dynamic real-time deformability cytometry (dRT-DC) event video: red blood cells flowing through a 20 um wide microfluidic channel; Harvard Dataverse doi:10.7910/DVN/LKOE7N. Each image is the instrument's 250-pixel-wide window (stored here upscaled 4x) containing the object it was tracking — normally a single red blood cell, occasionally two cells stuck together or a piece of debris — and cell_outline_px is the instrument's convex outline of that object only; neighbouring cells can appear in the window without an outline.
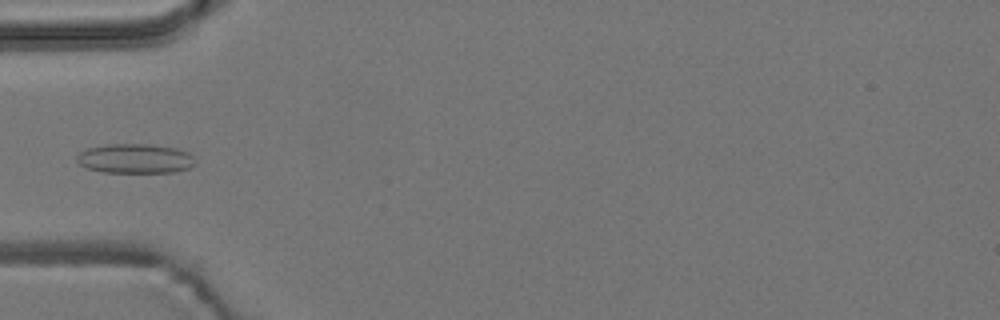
{"species": "common noctule bat (a hibernating species)", "species_latin": "Nyctalus noctula", "temperature_condition": "room temperature", "stored_images_in_passage": 6, "camera_frame_rate_fps": 3000, "um_per_image_px": 0.085, "animal": {"sex": "male", "body_mass_g": 19.2, "forearm_length_mm": 51.8}, "frame": {"image": 1, "passage_image": 6, "time_ms": 6.0, "image_size_px": [1000, 320], "cell_outline_px": [[196, 164], [192, 168], [176, 172], [104, 172], [88, 168], [80, 164], [76, 160], [76, 156], [80, 152], [88, 148], [108, 144], [148, 144], [176, 148], [188, 152], [196, 160]], "centroid_in_image_um": [11.54, 13.48], "position_along_channel_um": 73.5, "area_um2": 20.46}}